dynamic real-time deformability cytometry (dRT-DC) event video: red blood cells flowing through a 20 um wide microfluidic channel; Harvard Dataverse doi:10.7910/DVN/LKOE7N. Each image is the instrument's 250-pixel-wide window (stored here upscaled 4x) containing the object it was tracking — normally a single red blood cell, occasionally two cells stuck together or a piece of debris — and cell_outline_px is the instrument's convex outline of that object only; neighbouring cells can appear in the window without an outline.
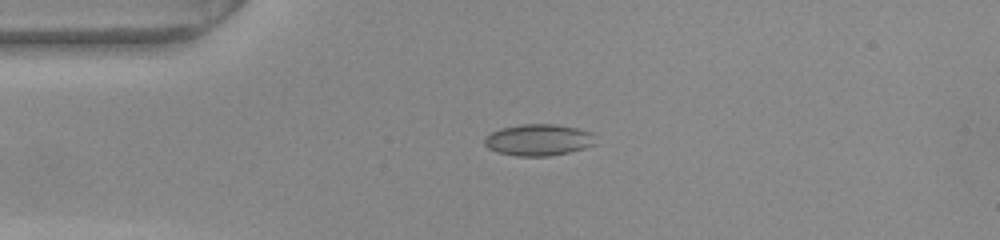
{"species": "common noctule bat (a hibernating species)", "species_latin": "Nyctalus noctula", "temperature_condition": "warm", "stored_images_in_passage": 43, "camera_frame_rate_fps": 3000, "um_per_image_px": 0.085, "animal": {"sex": "female", "body_mass_g": 22.0, "forearm_length_mm": 56.7}, "frame": {"image": 1, "passage_image": 3, "time_ms": 0.667, "image_size_px": [1000, 240], "cell_outline_px": [[592, 144], [584, 148], [568, 152], [548, 156], [516, 156], [496, 152], [488, 148], [484, 144], [484, 136], [500, 128], [520, 124], [556, 124], [580, 128], [592, 132]], "centroid_in_image_um": [45.71, 11.88], "position_along_channel_um": 39.3, "area_um2": 20.4}}
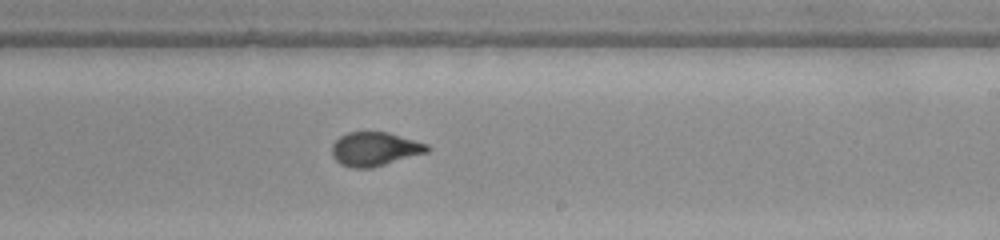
{"frame": {"image": 2, "passage_image": 22, "time_ms": 7.0, "image_size_px": [1000, 240], "cell_outline_px": [[432, 148], [428, 152], [372, 168], [352, 168], [340, 164], [332, 156], [332, 144], [340, 136], [348, 132], [388, 132], [428, 144]], "centroid_in_image_um": [31.86, 12.67], "position_along_channel_um": 257.1, "area_um2": 18.9}}
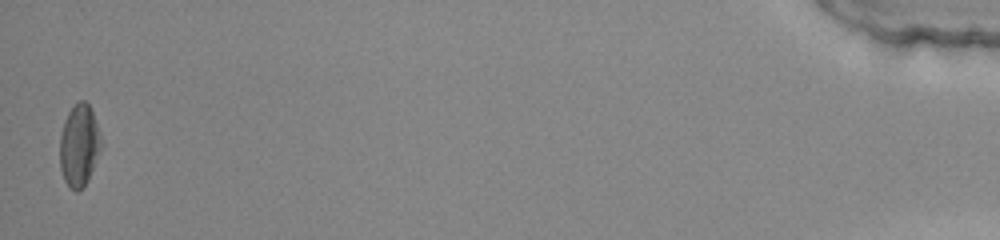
{"frame": {"image": 3, "passage_image": 43, "time_ms": 14.0, "image_size_px": [1000, 240], "cell_outline_px": [[100, 148], [88, 180], [76, 192], [64, 180], [60, 168], [60, 136], [64, 120], [68, 112], [80, 100], [84, 100], [88, 104], [92, 112], [100, 132]], "centroid_in_image_um": [6.7, 12.34], "position_along_channel_um": 428.5, "area_um2": 19.25}}